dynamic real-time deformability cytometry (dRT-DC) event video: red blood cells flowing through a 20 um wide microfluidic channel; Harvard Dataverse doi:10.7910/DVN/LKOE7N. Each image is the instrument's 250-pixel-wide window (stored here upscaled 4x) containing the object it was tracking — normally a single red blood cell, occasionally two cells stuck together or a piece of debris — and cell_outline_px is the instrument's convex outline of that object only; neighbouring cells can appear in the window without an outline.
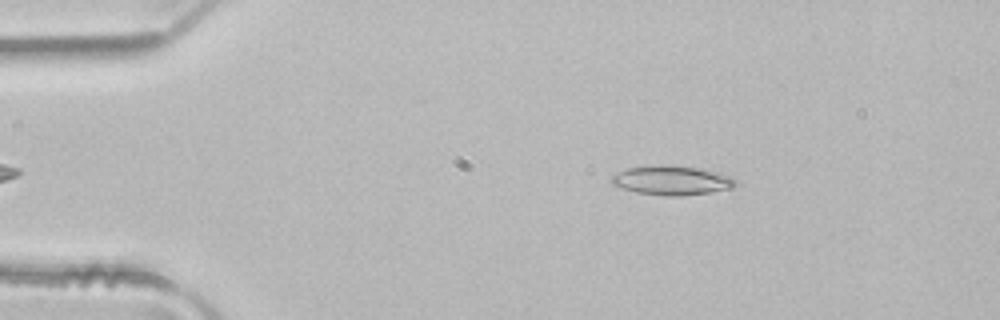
{"species": "common noctule bat (a hibernating species)", "species_latin": "Nyctalus noctula", "temperature_condition": "room temperature", "stored_images_in_passage": 4, "camera_frame_rate_fps": 3000, "um_per_image_px": 0.085, "animal": {"sex": "male", "body_mass_g": 21.5, "forearm_length_mm": 52.0}, "frame": {"image": 1, "passage_image": 2, "time_ms": 0.333, "image_size_px": [1000, 320], "cell_outline_px": [[736, 184], [728, 188], [708, 192], [680, 196], [668, 196], [636, 192], [612, 184], [612, 176], [628, 168], [656, 164], [664, 164], [696, 168], [716, 172], [732, 176], [736, 180]], "centroid_in_image_um": [57.09, 15.32], "position_along_channel_um": 27.9, "area_um2": 20.75}}
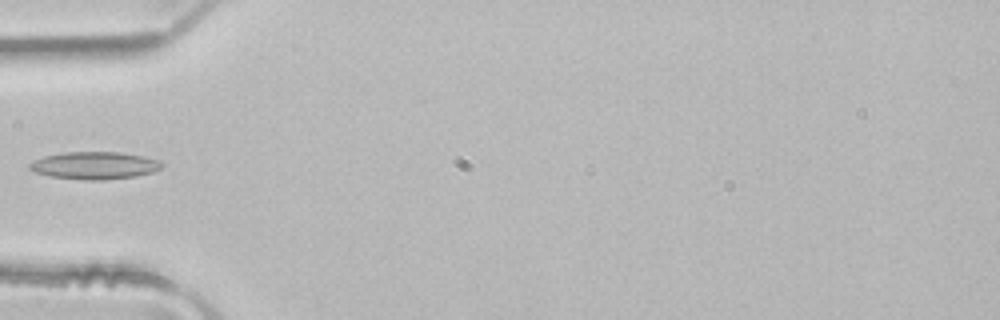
{"frame": {"image": 2, "passage_image": 4, "time_ms": 1.0, "image_size_px": [1000, 320], "cell_outline_px": [[164, 164], [160, 168], [152, 172], [136, 176], [104, 180], [88, 180], [48, 176], [36, 172], [28, 168], [28, 164], [32, 160], [44, 156], [64, 152], [120, 152], [160, 160]], "centroid_in_image_um": [8.01, 14.06], "position_along_channel_um": 77.0, "area_um2": 21.15}}